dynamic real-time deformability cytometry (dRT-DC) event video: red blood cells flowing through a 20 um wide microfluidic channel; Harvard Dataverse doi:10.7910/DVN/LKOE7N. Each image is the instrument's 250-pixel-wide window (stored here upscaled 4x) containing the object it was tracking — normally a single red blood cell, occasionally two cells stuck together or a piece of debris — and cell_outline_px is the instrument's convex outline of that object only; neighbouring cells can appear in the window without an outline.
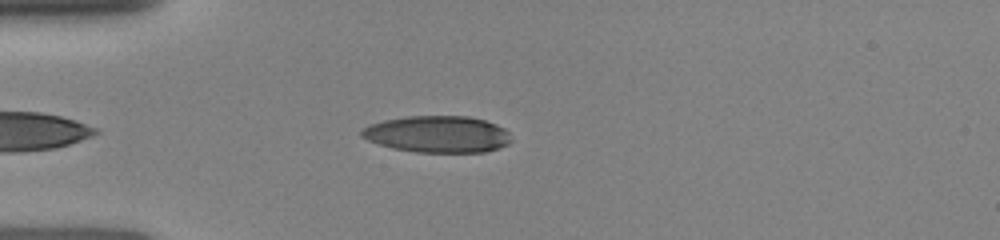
{"species": "human", "species_latin": "Homo sapiens", "temperature_condition": "room temperature", "stored_images_in_passage": 12, "camera_frame_rate_fps": 3000, "um_per_image_px": 0.085, "donor": {"sex": "female"}, "frame": {"image": 1, "passage_image": 2, "time_ms": 0.667, "image_size_px": [1000, 240], "cell_outline_px": [[512, 140], [508, 144], [484, 152], [416, 152], [396, 148], [380, 144], [368, 140], [360, 136], [360, 132], [368, 124], [384, 120], [404, 116], [468, 116], [484, 120], [496, 124], [504, 128], [508, 132]], "centroid_in_image_um": [37.19, 11.39], "position_along_channel_um": 47.8, "area_um2": 31.91}}
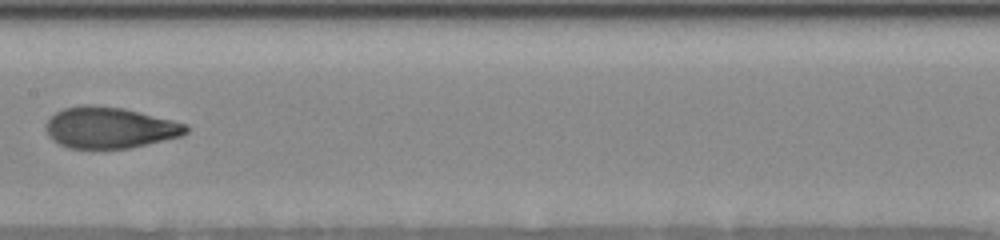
{"frame": {"image": 2, "passage_image": 8, "time_ms": 4.667, "image_size_px": [1000, 240], "cell_outline_px": [[188, 132], [180, 136], [128, 148], [68, 148], [52, 140], [48, 136], [44, 128], [44, 124], [48, 116], [64, 108], [80, 104], [92, 104], [124, 108], [188, 124]], "centroid_in_image_um": [9.25, 10.83], "position_along_channel_um": 198.1, "area_um2": 33.87}}
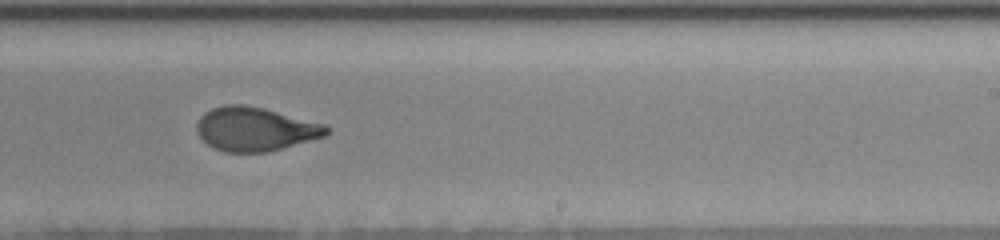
{"frame": {"image": 3, "passage_image": 11, "time_ms": 6.333, "image_size_px": [1000, 240], "cell_outline_px": [[328, 132], [324, 136], [268, 152], [224, 152], [208, 144], [196, 132], [196, 124], [200, 116], [204, 112], [212, 108], [224, 104], [244, 104], [264, 108], [324, 124], [328, 128]], "centroid_in_image_um": [21.64, 10.96], "position_along_channel_um": 267.4, "area_um2": 32.95}}